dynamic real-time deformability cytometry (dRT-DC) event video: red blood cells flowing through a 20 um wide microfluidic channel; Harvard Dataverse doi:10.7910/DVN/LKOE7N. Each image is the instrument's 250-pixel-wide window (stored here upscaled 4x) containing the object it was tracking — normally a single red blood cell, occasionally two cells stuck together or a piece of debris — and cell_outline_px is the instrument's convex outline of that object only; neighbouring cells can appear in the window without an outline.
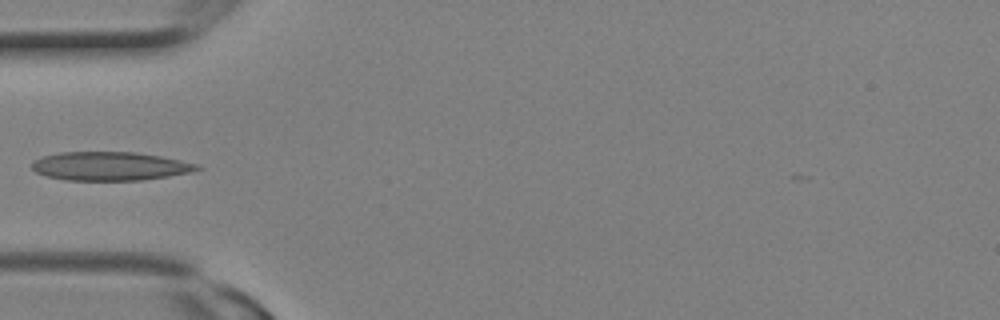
{"species": "Egyptian fruit bat (a non-hibernating species)", "species_latin": "Rousettus aegyptiacus", "temperature_condition": "room temperature", "stored_images_in_passage": 3, "camera_frame_rate_fps": 3000, "um_per_image_px": 0.085, "animal": {"sex": "female"}, "frame": {"image": 1, "passage_image": 3, "time_ms": 0.667, "image_size_px": [1000, 320], "cell_outline_px": [[204, 168], [192, 172], [168, 176], [140, 180], [64, 180], [48, 176], [36, 172], [32, 168], [32, 164], [36, 160], [44, 156], [60, 152], [136, 152], [160, 156], [200, 164]], "centroid_in_image_um": [9.4, 14.12], "position_along_channel_um": 75.6, "area_um2": 27.51}}